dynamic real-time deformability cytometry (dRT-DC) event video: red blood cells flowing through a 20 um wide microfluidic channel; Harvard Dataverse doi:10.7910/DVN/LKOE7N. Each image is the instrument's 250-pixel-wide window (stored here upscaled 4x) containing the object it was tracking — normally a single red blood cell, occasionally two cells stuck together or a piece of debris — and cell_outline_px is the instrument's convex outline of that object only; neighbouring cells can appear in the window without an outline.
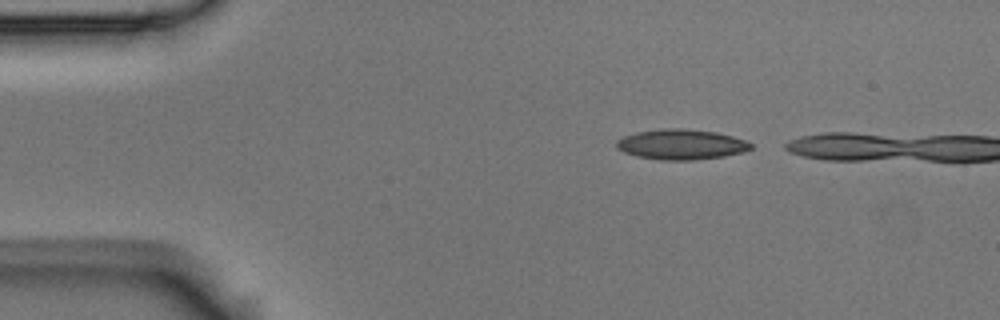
{"species": "Egyptian fruit bat (a non-hibernating species)", "species_latin": "Rousettus aegyptiacus", "temperature_condition": "room temperature", "stored_images_in_passage": 5, "camera_frame_rate_fps": 3000, "um_per_image_px": 0.085, "animal": {"sex": "male"}, "frame": {"image": 1, "passage_image": 1, "time_ms": 0.0, "image_size_px": [1000, 320], "cell_outline_px": [[752, 148], [744, 152], [724, 156], [692, 160], [660, 160], [636, 156], [624, 152], [616, 148], [616, 140], [624, 136], [636, 132], [660, 128], [684, 128], [716, 132], [732, 136], [744, 140], [752, 144]], "centroid_in_image_um": [57.88, 12.27], "position_along_channel_um": 27.1, "area_um2": 23.81}}